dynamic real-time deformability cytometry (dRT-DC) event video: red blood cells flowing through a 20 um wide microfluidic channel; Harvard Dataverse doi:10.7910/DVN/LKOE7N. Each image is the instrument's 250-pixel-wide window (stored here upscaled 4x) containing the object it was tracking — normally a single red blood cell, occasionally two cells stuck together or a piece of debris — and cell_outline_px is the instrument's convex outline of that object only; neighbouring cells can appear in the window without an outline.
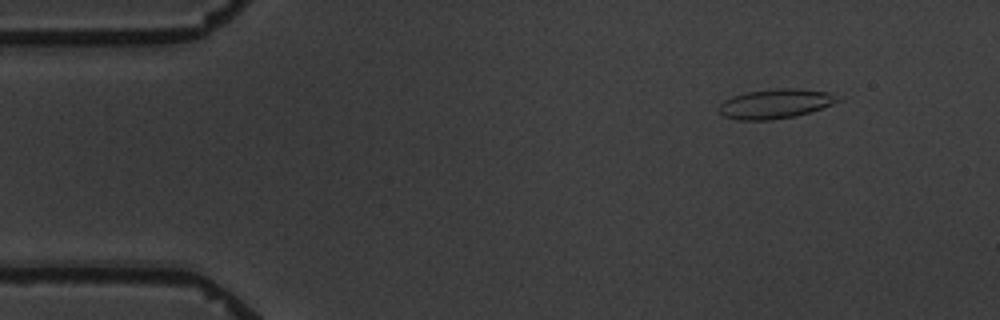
{"species": "common noctule bat (a hibernating species)", "species_latin": "Nyctalus noctula", "temperature_condition": "warm", "stored_images_in_passage": 4, "camera_frame_rate_fps": 3000, "um_per_image_px": 0.085, "animal": {"sex": "male", "body_mass_g": 19.5, "forearm_length_mm": 54.6}, "frame": {"image": 1, "passage_image": 1, "time_ms": 0.0, "image_size_px": [1000, 320], "cell_outline_px": [[844, 100], [796, 116], [772, 120], [736, 120], [724, 116], [720, 112], [720, 104], [724, 100], [732, 96], [748, 92], [776, 88], [796, 88], [828, 92], [844, 96]], "centroid_in_image_um": [65.97, 8.81], "position_along_channel_um": 19.0, "area_um2": 20.58}}